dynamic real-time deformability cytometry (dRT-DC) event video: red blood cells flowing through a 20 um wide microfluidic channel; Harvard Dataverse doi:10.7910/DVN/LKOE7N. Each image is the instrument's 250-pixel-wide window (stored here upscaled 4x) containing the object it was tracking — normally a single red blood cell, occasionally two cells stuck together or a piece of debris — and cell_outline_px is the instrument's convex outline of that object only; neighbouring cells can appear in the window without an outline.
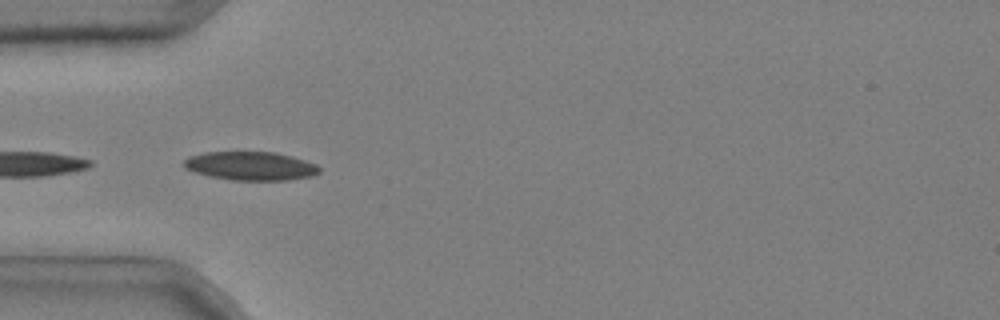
{"species": "common noctule bat (a hibernating species)", "species_latin": "Nyctalus noctula", "temperature_condition": "cold", "stored_images_in_passage": 11, "camera_frame_rate_fps": 3000, "um_per_image_px": 0.085, "animal": {"sex": "male", "body_mass_g": 20.4}, "frame": {"image": 1, "passage_image": 5, "time_ms": 1.333, "image_size_px": [1000, 320], "cell_outline_px": [[320, 172], [312, 176], [288, 180], [232, 180], [208, 176], [184, 168], [184, 160], [188, 156], [204, 152], [276, 152], [292, 156], [316, 164], [320, 168]], "centroid_in_image_um": [21.3, 14.1], "position_along_channel_um": 63.7, "area_um2": 22.66}}